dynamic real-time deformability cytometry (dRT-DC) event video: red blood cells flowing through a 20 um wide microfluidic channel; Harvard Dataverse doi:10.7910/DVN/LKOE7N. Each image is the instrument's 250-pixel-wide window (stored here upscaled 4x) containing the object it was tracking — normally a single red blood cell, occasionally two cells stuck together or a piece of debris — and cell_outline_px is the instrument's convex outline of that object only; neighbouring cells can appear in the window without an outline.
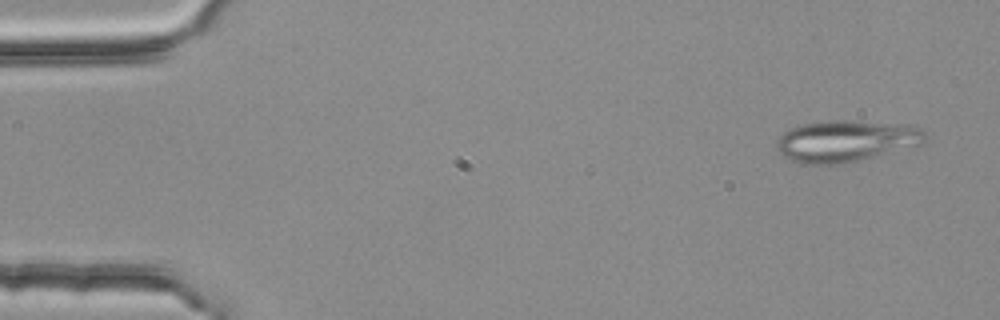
{"species": "common noctule bat (a hibernating species)", "species_latin": "Nyctalus noctula", "temperature_condition": "room temperature", "stored_images_in_passage": 3, "camera_frame_rate_fps": 3000, "um_per_image_px": 0.085, "animal": {"sex": "female", "body_mass_g": 25.1}, "frame": {"image": 1, "passage_image": 1, "time_ms": 0.0, "image_size_px": [1000, 320], "cell_outline_px": [[924, 140], [920, 144], [856, 160], [836, 164], [804, 164], [792, 160], [784, 156], [780, 152], [776, 144], [776, 140], [788, 128], [800, 124], [828, 120], [844, 120], [912, 124], [924, 128]], "centroid_in_image_um": [71.88, 11.95], "position_along_channel_um": 13.1, "area_um2": 35.66}}